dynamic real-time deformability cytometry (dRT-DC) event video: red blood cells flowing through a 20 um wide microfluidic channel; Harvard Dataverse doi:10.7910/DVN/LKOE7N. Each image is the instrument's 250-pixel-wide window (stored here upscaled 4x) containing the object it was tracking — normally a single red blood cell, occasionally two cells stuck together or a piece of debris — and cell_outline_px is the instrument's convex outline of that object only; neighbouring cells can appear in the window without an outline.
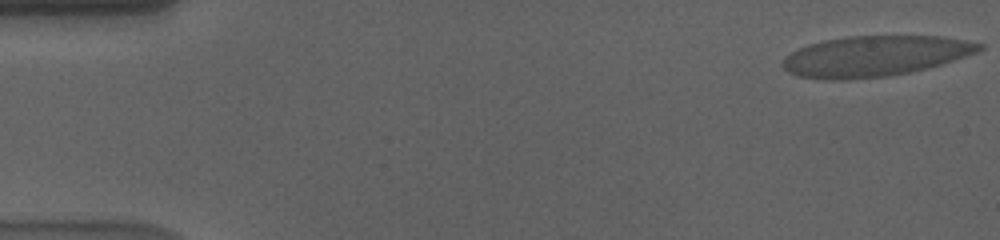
{"species": "human", "species_latin": "Homo sapiens", "temperature_condition": "cold", "stored_images_in_passage": 56, "camera_frame_rate_fps": 3000, "um_per_image_px": 0.085, "donor": {"sex": "male"}, "frame": {"image": 1, "passage_image": 1, "time_ms": 0.0, "image_size_px": [1000, 240], "cell_outline_px": [[984, 48], [976, 52], [940, 64], [908, 72], [884, 76], [840, 80], [828, 80], [796, 76], [788, 72], [780, 64], [784, 56], [808, 44], [824, 40], [848, 36], [944, 36], [968, 40], [984, 44]], "centroid_in_image_um": [74.32, 4.76], "position_along_channel_um": 10.7, "area_um2": 46.24}}
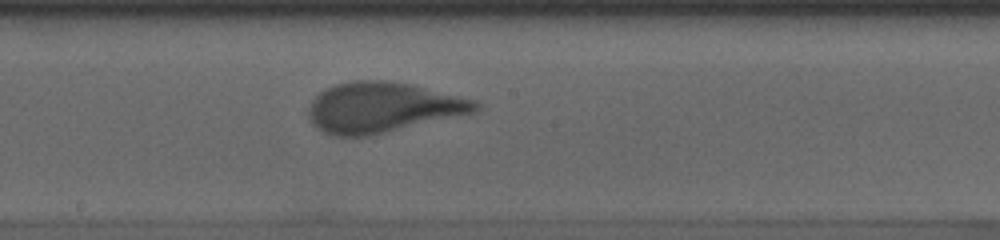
{"frame": {"image": 2, "passage_image": 30, "time_ms": 9.667, "image_size_px": [1000, 240], "cell_outline_px": [[480, 108], [476, 112], [368, 136], [332, 136], [316, 128], [312, 124], [308, 116], [308, 112], [312, 100], [324, 88], [336, 84], [352, 80], [384, 80], [408, 84], [476, 100], [480, 104]], "centroid_in_image_um": [32.48, 9.13], "position_along_channel_um": 215.7, "area_um2": 48.67}}
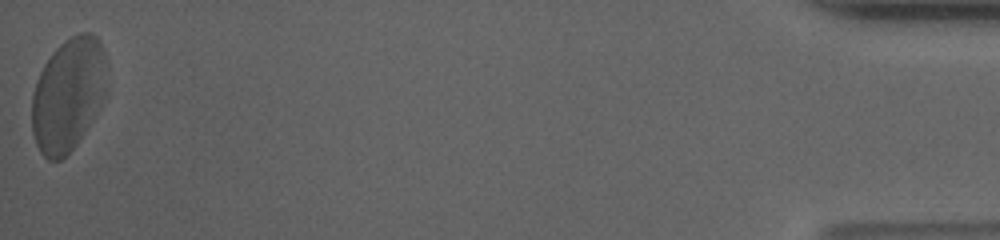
{"frame": {"image": 3, "passage_image": 56, "time_ms": 18.333, "image_size_px": [1000, 240], "cell_outline_px": [[104, 96], [92, 120], [76, 144], [60, 160], [48, 160], [40, 152], [36, 144], [32, 132], [32, 92], [36, 80], [44, 64], [52, 52], [64, 40], [80, 32], [88, 32], [96, 36], [100, 40], [104, 52]], "centroid_in_image_um": [5.75, 8.03], "position_along_channel_um": 429.5, "area_um2": 48.96}, "authors_computed_cell_mechanics": {"area_um2": 47.396, "velocity_mm_per_s": 3.5497, "shape_relaxation_time_tau1_ms": 5.3283, "shape_relaxation_time_tau2_ms": null, "deformation_change_tau1": 0.1979, "deformation_change_tau2": null}}